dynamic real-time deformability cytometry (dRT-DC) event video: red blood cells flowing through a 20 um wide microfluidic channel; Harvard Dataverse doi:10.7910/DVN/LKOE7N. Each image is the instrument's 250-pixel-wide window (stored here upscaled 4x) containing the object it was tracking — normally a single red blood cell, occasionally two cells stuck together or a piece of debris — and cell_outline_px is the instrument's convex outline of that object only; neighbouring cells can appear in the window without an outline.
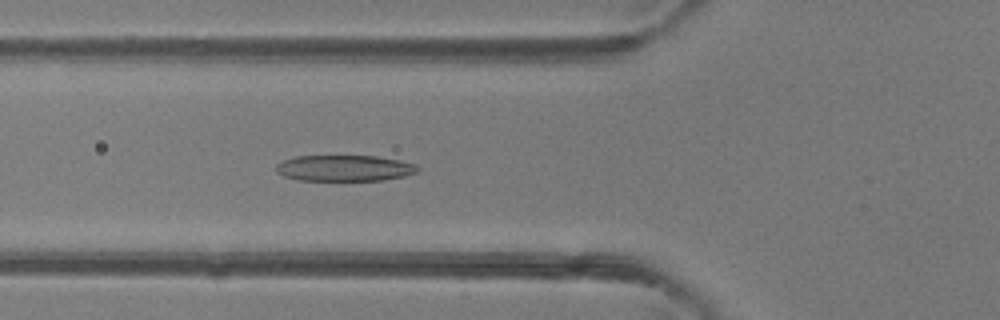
{"species": "common noctule bat (a hibernating species)", "species_latin": "Nyctalus noctula", "temperature_condition": "room temperature", "stored_images_in_passage": 48, "camera_frame_rate_fps": 3000, "um_per_image_px": 0.085, "animal": {"sex": "female"}, "frame": {"image": 1, "passage_image": 17, "time_ms": 5.333, "image_size_px": [1000, 320], "cell_outline_px": [[420, 172], [404, 176], [384, 180], [296, 180], [284, 176], [276, 172], [276, 164], [284, 160], [296, 156], [376, 156], [400, 160], [416, 164], [420, 168]], "centroid_in_image_um": [29.31, 14.29], "position_along_channel_um": 96.5, "area_um2": 21.62}}
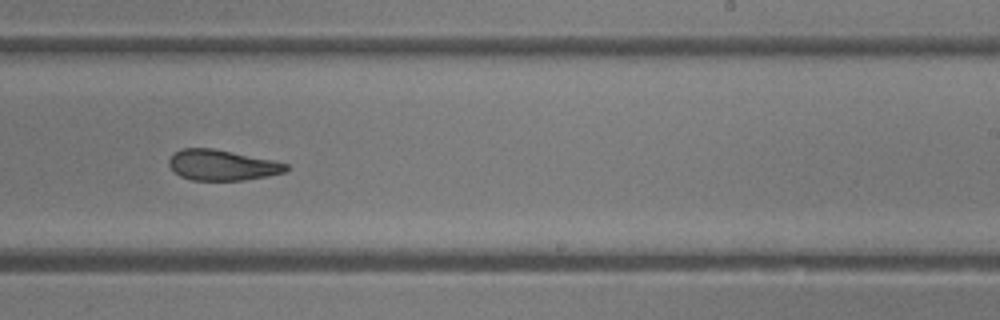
{"frame": {"image": 2, "passage_image": 29, "time_ms": 9.333, "image_size_px": [1000, 320], "cell_outline_px": [[288, 168], [284, 172], [268, 176], [244, 180], [192, 180], [180, 176], [168, 164], [168, 160], [180, 148], [212, 148], [272, 160], [288, 164]], "centroid_in_image_um": [18.87, 14.04], "position_along_channel_um": 270.1, "area_um2": 20.63}}
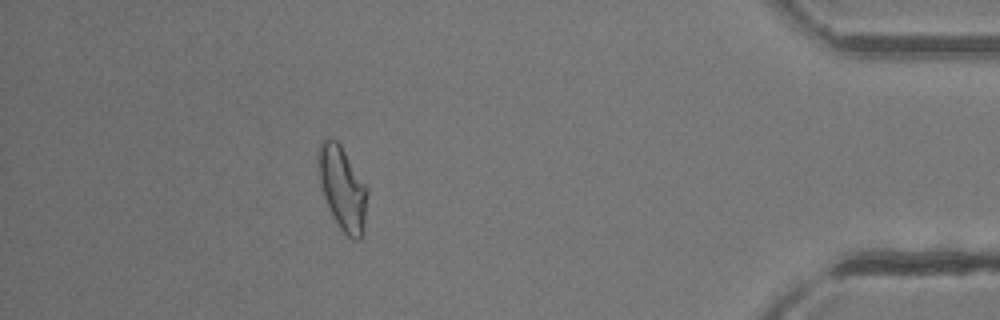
{"frame": {"image": 3, "passage_image": 42, "time_ms": 13.667, "image_size_px": [1000, 320], "cell_outline_px": [[368, 192], [364, 236], [360, 240], [352, 240], [340, 228], [328, 208], [324, 196], [320, 180], [316, 160], [316, 152], [320, 140], [328, 136], [336, 140], [340, 144], [368, 188]], "centroid_in_image_um": [29.11, 15.99], "position_along_channel_um": 406.1, "area_um2": 24.45}, "authors_computed_cell_mechanics": {"area_um2": 22.8888, "velocity_mm_per_s": 4.3293, "shape_relaxation_time_tau1_ms": 10.6025, "shape_relaxation_time_tau2_ms": 2.6002, "deformation_change_tau1": 0.277, "deformation_change_tau2": 0.1089}}